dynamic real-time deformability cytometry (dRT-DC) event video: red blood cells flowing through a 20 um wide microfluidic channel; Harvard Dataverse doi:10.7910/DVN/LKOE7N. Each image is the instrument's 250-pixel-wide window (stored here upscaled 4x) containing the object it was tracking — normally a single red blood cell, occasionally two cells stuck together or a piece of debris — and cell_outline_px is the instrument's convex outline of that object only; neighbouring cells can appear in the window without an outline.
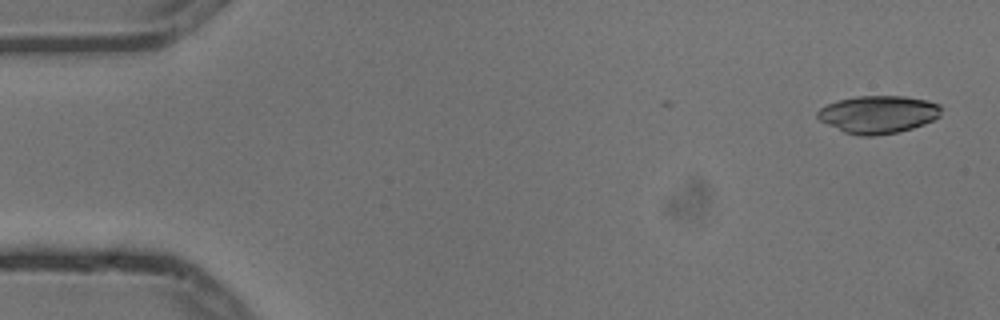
{"species": "common noctule bat (a hibernating species)", "species_latin": "Nyctalus noctula", "temperature_condition": "cold", "stored_images_in_passage": 3, "camera_frame_rate_fps": 3000, "um_per_image_px": 0.085, "animal": {"sex": "male", "body_mass_g": 13.3}, "frame": {"image": 1, "passage_image": 1, "time_ms": 0.0, "image_size_px": [1000, 320], "cell_outline_px": [[940, 116], [924, 124], [912, 128], [896, 132], [872, 136], [860, 136], [844, 132], [820, 120], [816, 116], [816, 112], [820, 108], [828, 104], [840, 100], [856, 96], [904, 96], [928, 100], [940, 104]], "centroid_in_image_um": [74.65, 9.72], "position_along_channel_um": 10.4, "area_um2": 26.99}}